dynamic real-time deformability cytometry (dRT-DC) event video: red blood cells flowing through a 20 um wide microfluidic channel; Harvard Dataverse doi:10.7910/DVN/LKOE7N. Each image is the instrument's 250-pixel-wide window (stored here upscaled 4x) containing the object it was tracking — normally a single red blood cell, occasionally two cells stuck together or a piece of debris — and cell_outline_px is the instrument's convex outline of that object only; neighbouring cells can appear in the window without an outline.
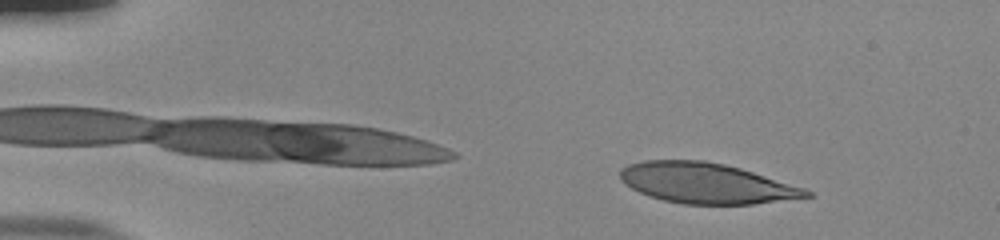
{"species": "human", "species_latin": "Homo sapiens", "temperature_condition": "room temperature", "stored_images_in_passage": 51, "camera_frame_rate_fps": 3000, "um_per_image_px": 0.085, "donor": {"sex": "male"}, "frame": {"image": 1, "passage_image": 6, "time_ms": 1.667, "image_size_px": [1000, 240], "cell_outline_px": [[812, 196], [752, 204], [684, 204], [664, 200], [648, 196], [632, 188], [620, 180], [620, 168], [628, 164], [644, 160], [704, 160], [724, 164], [740, 168], [804, 188], [812, 192]], "centroid_in_image_um": [59.98, 15.56], "position_along_channel_um": 25.0, "area_um2": 43.58}}
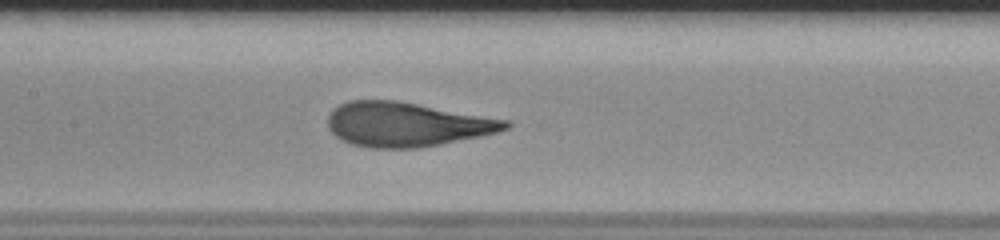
{"frame": {"image": 2, "passage_image": 25, "time_ms": 8.0, "image_size_px": [1000, 240], "cell_outline_px": [[512, 124], [508, 128], [496, 132], [480, 136], [420, 148], [372, 148], [352, 144], [336, 136], [328, 128], [328, 116], [332, 108], [348, 100], [396, 100], [508, 120]], "centroid_in_image_um": [34.53, 10.57], "position_along_channel_um": 172.9, "area_um2": 45.72}}
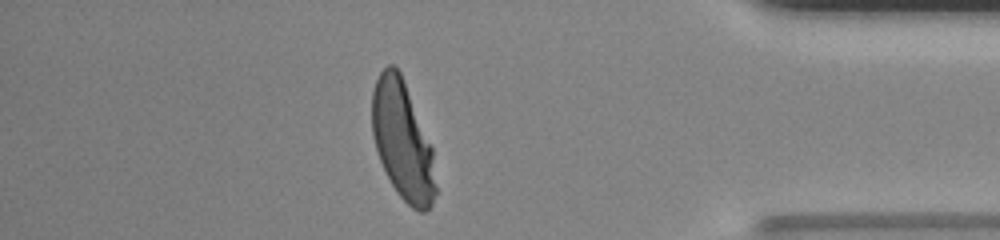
{"frame": {"image": 3, "passage_image": 45, "time_ms": 14.667, "image_size_px": [1000, 240], "cell_outline_px": [[436, 192], [432, 204], [424, 212], [420, 212], [412, 208], [396, 192], [380, 160], [372, 136], [372, 92], [376, 80], [380, 72], [388, 64], [392, 64], [400, 72], [432, 148], [436, 188]], "centroid_in_image_um": [34.2, 11.97], "position_along_channel_um": 401.0, "area_um2": 43.35}, "authors_computed_cell_mechanics": {"area_um2": 45.2574, "velocity_mm_per_s": 3.852, "shape_relaxation_time_tau1_ms": 4.2584, "shape_relaxation_time_tau2_ms": null, "deformation_change_tau1": 0.2194, "deformation_change_tau2": null}}